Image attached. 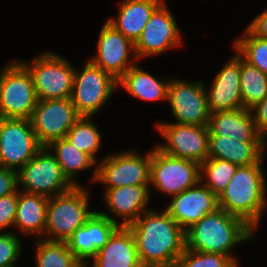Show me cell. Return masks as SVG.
Segmentation results:
<instances>
[{"label":"cell","instance_id":"obj_1","mask_svg":"<svg viewBox=\"0 0 267 267\" xmlns=\"http://www.w3.org/2000/svg\"><path fill=\"white\" fill-rule=\"evenodd\" d=\"M143 267H174L186 248L185 231L164 210L145 211L127 226Z\"/></svg>","mask_w":267,"mask_h":267},{"label":"cell","instance_id":"obj_2","mask_svg":"<svg viewBox=\"0 0 267 267\" xmlns=\"http://www.w3.org/2000/svg\"><path fill=\"white\" fill-rule=\"evenodd\" d=\"M254 232L244 220L218 208L185 231L186 249L226 255L239 264L232 249L252 240Z\"/></svg>","mask_w":267,"mask_h":267},{"label":"cell","instance_id":"obj_3","mask_svg":"<svg viewBox=\"0 0 267 267\" xmlns=\"http://www.w3.org/2000/svg\"><path fill=\"white\" fill-rule=\"evenodd\" d=\"M264 158L249 166H239L227 187L218 196L219 208L244 220L251 228L259 227L267 207Z\"/></svg>","mask_w":267,"mask_h":267},{"label":"cell","instance_id":"obj_4","mask_svg":"<svg viewBox=\"0 0 267 267\" xmlns=\"http://www.w3.org/2000/svg\"><path fill=\"white\" fill-rule=\"evenodd\" d=\"M90 192L86 187L73 186L70 190L48 198L44 236L49 241H67L83 226L95 210H89Z\"/></svg>","mask_w":267,"mask_h":267},{"label":"cell","instance_id":"obj_5","mask_svg":"<svg viewBox=\"0 0 267 267\" xmlns=\"http://www.w3.org/2000/svg\"><path fill=\"white\" fill-rule=\"evenodd\" d=\"M30 72L38 100L71 97L75 67L63 56L45 51L31 62L19 60Z\"/></svg>","mask_w":267,"mask_h":267},{"label":"cell","instance_id":"obj_6","mask_svg":"<svg viewBox=\"0 0 267 267\" xmlns=\"http://www.w3.org/2000/svg\"><path fill=\"white\" fill-rule=\"evenodd\" d=\"M0 72V118L30 119L38 101L30 72L16 59Z\"/></svg>","mask_w":267,"mask_h":267},{"label":"cell","instance_id":"obj_7","mask_svg":"<svg viewBox=\"0 0 267 267\" xmlns=\"http://www.w3.org/2000/svg\"><path fill=\"white\" fill-rule=\"evenodd\" d=\"M200 181L198 162L171 156L157 146L151 149L149 187L161 193L175 196Z\"/></svg>","mask_w":267,"mask_h":267},{"label":"cell","instance_id":"obj_8","mask_svg":"<svg viewBox=\"0 0 267 267\" xmlns=\"http://www.w3.org/2000/svg\"><path fill=\"white\" fill-rule=\"evenodd\" d=\"M18 189L51 198L70 190L73 185L63 175L55 155L43 147L17 171Z\"/></svg>","mask_w":267,"mask_h":267},{"label":"cell","instance_id":"obj_9","mask_svg":"<svg viewBox=\"0 0 267 267\" xmlns=\"http://www.w3.org/2000/svg\"><path fill=\"white\" fill-rule=\"evenodd\" d=\"M117 85L110 74L87 60L82 71L75 68L70 99L80 116L93 117L113 97Z\"/></svg>","mask_w":267,"mask_h":267},{"label":"cell","instance_id":"obj_10","mask_svg":"<svg viewBox=\"0 0 267 267\" xmlns=\"http://www.w3.org/2000/svg\"><path fill=\"white\" fill-rule=\"evenodd\" d=\"M104 157L96 165L95 183L106 188L149 185L151 149L144 156L131 149Z\"/></svg>","mask_w":267,"mask_h":267},{"label":"cell","instance_id":"obj_11","mask_svg":"<svg viewBox=\"0 0 267 267\" xmlns=\"http://www.w3.org/2000/svg\"><path fill=\"white\" fill-rule=\"evenodd\" d=\"M42 148L29 119L0 118V167L18 171Z\"/></svg>","mask_w":267,"mask_h":267},{"label":"cell","instance_id":"obj_12","mask_svg":"<svg viewBox=\"0 0 267 267\" xmlns=\"http://www.w3.org/2000/svg\"><path fill=\"white\" fill-rule=\"evenodd\" d=\"M206 86L202 80L188 82L175 77L168 84L167 100L176 124L205 126L209 124Z\"/></svg>","mask_w":267,"mask_h":267},{"label":"cell","instance_id":"obj_13","mask_svg":"<svg viewBox=\"0 0 267 267\" xmlns=\"http://www.w3.org/2000/svg\"><path fill=\"white\" fill-rule=\"evenodd\" d=\"M81 116L71 99L38 100L30 117L31 126L43 147L65 137Z\"/></svg>","mask_w":267,"mask_h":267},{"label":"cell","instance_id":"obj_14","mask_svg":"<svg viewBox=\"0 0 267 267\" xmlns=\"http://www.w3.org/2000/svg\"><path fill=\"white\" fill-rule=\"evenodd\" d=\"M156 129L166 143L156 146L174 157L189 159L199 164L208 158L209 127L157 122Z\"/></svg>","mask_w":267,"mask_h":267},{"label":"cell","instance_id":"obj_15","mask_svg":"<svg viewBox=\"0 0 267 267\" xmlns=\"http://www.w3.org/2000/svg\"><path fill=\"white\" fill-rule=\"evenodd\" d=\"M96 53L89 60L117 81L138 63L135 44L106 20L99 32Z\"/></svg>","mask_w":267,"mask_h":267},{"label":"cell","instance_id":"obj_16","mask_svg":"<svg viewBox=\"0 0 267 267\" xmlns=\"http://www.w3.org/2000/svg\"><path fill=\"white\" fill-rule=\"evenodd\" d=\"M180 32L175 16L163 1L152 13L140 38L135 43L138 62L140 59L160 55L182 45Z\"/></svg>","mask_w":267,"mask_h":267},{"label":"cell","instance_id":"obj_17","mask_svg":"<svg viewBox=\"0 0 267 267\" xmlns=\"http://www.w3.org/2000/svg\"><path fill=\"white\" fill-rule=\"evenodd\" d=\"M104 190L105 208H107V211L109 210L108 213L110 212L112 216L105 211L98 210V212L120 226L127 227L145 211L150 210L148 202L151 199L152 189L149 185L123 186L105 188ZM119 219L123 221H118Z\"/></svg>","mask_w":267,"mask_h":267},{"label":"cell","instance_id":"obj_18","mask_svg":"<svg viewBox=\"0 0 267 267\" xmlns=\"http://www.w3.org/2000/svg\"><path fill=\"white\" fill-rule=\"evenodd\" d=\"M171 198L165 211L184 231L219 208L218 196L201 181Z\"/></svg>","mask_w":267,"mask_h":267},{"label":"cell","instance_id":"obj_19","mask_svg":"<svg viewBox=\"0 0 267 267\" xmlns=\"http://www.w3.org/2000/svg\"><path fill=\"white\" fill-rule=\"evenodd\" d=\"M119 227V224L95 211L86 223L77 228L65 242L75 258L84 267H88V261L98 254V251L108 243L109 238Z\"/></svg>","mask_w":267,"mask_h":267},{"label":"cell","instance_id":"obj_20","mask_svg":"<svg viewBox=\"0 0 267 267\" xmlns=\"http://www.w3.org/2000/svg\"><path fill=\"white\" fill-rule=\"evenodd\" d=\"M206 90L210 113L242 109L240 55L236 52L212 79Z\"/></svg>","mask_w":267,"mask_h":267},{"label":"cell","instance_id":"obj_21","mask_svg":"<svg viewBox=\"0 0 267 267\" xmlns=\"http://www.w3.org/2000/svg\"><path fill=\"white\" fill-rule=\"evenodd\" d=\"M208 127L209 135L235 138L241 142H264L249 109L210 113Z\"/></svg>","mask_w":267,"mask_h":267},{"label":"cell","instance_id":"obj_22","mask_svg":"<svg viewBox=\"0 0 267 267\" xmlns=\"http://www.w3.org/2000/svg\"><path fill=\"white\" fill-rule=\"evenodd\" d=\"M91 267H143L134 236L128 227L120 226L98 254Z\"/></svg>","mask_w":267,"mask_h":267},{"label":"cell","instance_id":"obj_23","mask_svg":"<svg viewBox=\"0 0 267 267\" xmlns=\"http://www.w3.org/2000/svg\"><path fill=\"white\" fill-rule=\"evenodd\" d=\"M164 0H123L117 17L106 21L134 44L140 38L144 27L155 9Z\"/></svg>","mask_w":267,"mask_h":267},{"label":"cell","instance_id":"obj_24","mask_svg":"<svg viewBox=\"0 0 267 267\" xmlns=\"http://www.w3.org/2000/svg\"><path fill=\"white\" fill-rule=\"evenodd\" d=\"M263 143L241 142L235 138L209 135L208 158L225 160L237 166H249L264 158Z\"/></svg>","mask_w":267,"mask_h":267},{"label":"cell","instance_id":"obj_25","mask_svg":"<svg viewBox=\"0 0 267 267\" xmlns=\"http://www.w3.org/2000/svg\"><path fill=\"white\" fill-rule=\"evenodd\" d=\"M48 198L18 189V203L13 228L23 235L44 238Z\"/></svg>","mask_w":267,"mask_h":267},{"label":"cell","instance_id":"obj_26","mask_svg":"<svg viewBox=\"0 0 267 267\" xmlns=\"http://www.w3.org/2000/svg\"><path fill=\"white\" fill-rule=\"evenodd\" d=\"M137 63L131 67L119 80L118 85L123 89L142 101H167L168 84L170 78L163 81L151 75L143 68L139 67Z\"/></svg>","mask_w":267,"mask_h":267},{"label":"cell","instance_id":"obj_27","mask_svg":"<svg viewBox=\"0 0 267 267\" xmlns=\"http://www.w3.org/2000/svg\"><path fill=\"white\" fill-rule=\"evenodd\" d=\"M48 148L55 155L63 175L73 186H81V184L75 180L78 172L80 173V171L88 170L92 167H95V169H93L94 172L91 176V182H95L97 167L95 165H97V163L88 154L79 151V149L71 145L65 138L53 141Z\"/></svg>","mask_w":267,"mask_h":267},{"label":"cell","instance_id":"obj_28","mask_svg":"<svg viewBox=\"0 0 267 267\" xmlns=\"http://www.w3.org/2000/svg\"><path fill=\"white\" fill-rule=\"evenodd\" d=\"M240 90L245 109L252 108L267 96V74L240 56Z\"/></svg>","mask_w":267,"mask_h":267},{"label":"cell","instance_id":"obj_29","mask_svg":"<svg viewBox=\"0 0 267 267\" xmlns=\"http://www.w3.org/2000/svg\"><path fill=\"white\" fill-rule=\"evenodd\" d=\"M36 267H84L63 241L36 240Z\"/></svg>","mask_w":267,"mask_h":267},{"label":"cell","instance_id":"obj_30","mask_svg":"<svg viewBox=\"0 0 267 267\" xmlns=\"http://www.w3.org/2000/svg\"><path fill=\"white\" fill-rule=\"evenodd\" d=\"M93 117L81 116L65 135V139L79 151L88 154L96 163V153L101 146V132L93 120Z\"/></svg>","mask_w":267,"mask_h":267},{"label":"cell","instance_id":"obj_31","mask_svg":"<svg viewBox=\"0 0 267 267\" xmlns=\"http://www.w3.org/2000/svg\"><path fill=\"white\" fill-rule=\"evenodd\" d=\"M238 167L225 160L207 158L200 164V181L219 196L231 181Z\"/></svg>","mask_w":267,"mask_h":267},{"label":"cell","instance_id":"obj_32","mask_svg":"<svg viewBox=\"0 0 267 267\" xmlns=\"http://www.w3.org/2000/svg\"><path fill=\"white\" fill-rule=\"evenodd\" d=\"M233 42L235 51L249 64L267 74V40L254 35L247 27Z\"/></svg>","mask_w":267,"mask_h":267},{"label":"cell","instance_id":"obj_33","mask_svg":"<svg viewBox=\"0 0 267 267\" xmlns=\"http://www.w3.org/2000/svg\"><path fill=\"white\" fill-rule=\"evenodd\" d=\"M174 267H239V264L226 255L203 253L185 248Z\"/></svg>","mask_w":267,"mask_h":267},{"label":"cell","instance_id":"obj_34","mask_svg":"<svg viewBox=\"0 0 267 267\" xmlns=\"http://www.w3.org/2000/svg\"><path fill=\"white\" fill-rule=\"evenodd\" d=\"M21 243L16 233H0V267H16L23 251Z\"/></svg>","mask_w":267,"mask_h":267},{"label":"cell","instance_id":"obj_35","mask_svg":"<svg viewBox=\"0 0 267 267\" xmlns=\"http://www.w3.org/2000/svg\"><path fill=\"white\" fill-rule=\"evenodd\" d=\"M18 203V190L10 195L0 197V233L9 232L13 227Z\"/></svg>","mask_w":267,"mask_h":267},{"label":"cell","instance_id":"obj_36","mask_svg":"<svg viewBox=\"0 0 267 267\" xmlns=\"http://www.w3.org/2000/svg\"><path fill=\"white\" fill-rule=\"evenodd\" d=\"M249 110L255 122L256 130L264 138L263 156H265V151H266L265 149H266V142H267V96L261 102L255 104Z\"/></svg>","mask_w":267,"mask_h":267},{"label":"cell","instance_id":"obj_37","mask_svg":"<svg viewBox=\"0 0 267 267\" xmlns=\"http://www.w3.org/2000/svg\"><path fill=\"white\" fill-rule=\"evenodd\" d=\"M18 190L17 171L0 167V197L15 193Z\"/></svg>","mask_w":267,"mask_h":267},{"label":"cell","instance_id":"obj_38","mask_svg":"<svg viewBox=\"0 0 267 267\" xmlns=\"http://www.w3.org/2000/svg\"><path fill=\"white\" fill-rule=\"evenodd\" d=\"M247 28L256 36L267 40V8L252 20Z\"/></svg>","mask_w":267,"mask_h":267}]
</instances>
